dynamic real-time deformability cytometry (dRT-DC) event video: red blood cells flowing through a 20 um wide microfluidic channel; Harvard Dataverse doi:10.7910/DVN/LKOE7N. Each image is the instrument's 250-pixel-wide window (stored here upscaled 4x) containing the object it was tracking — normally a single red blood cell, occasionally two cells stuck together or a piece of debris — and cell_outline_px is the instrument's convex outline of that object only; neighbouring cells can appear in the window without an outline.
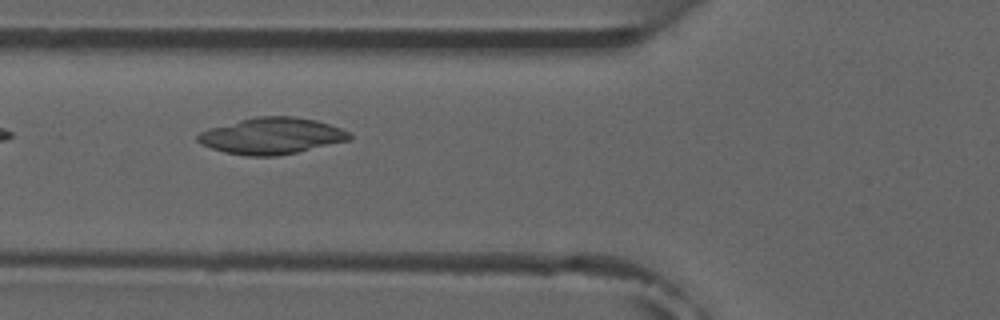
{"species": "common noctule bat (a hibernating species)", "species_latin": "Nyctalus noctula", "temperature_condition": "room temperature", "stored_images_in_passage": 8, "camera_frame_rate_fps": 3000, "um_per_image_px": 0.085, "animal": {"sex": "male", "forearm_length_mm": 52.5}, "frame": {"image": 1, "passage_image": 6, "time_ms": 5.667, "image_size_px": [1000, 320], "cell_outline_px": [[352, 140], [296, 152], [276, 156], [248, 156], [224, 152], [200, 144], [196, 140], [196, 136], [200, 132], [208, 128], [256, 116], [292, 116], [316, 120], [340, 128], [348, 132], [352, 136]], "centroid_in_image_um": [23.08, 11.55], "position_along_channel_um": 102.7, "area_um2": 32.14}}
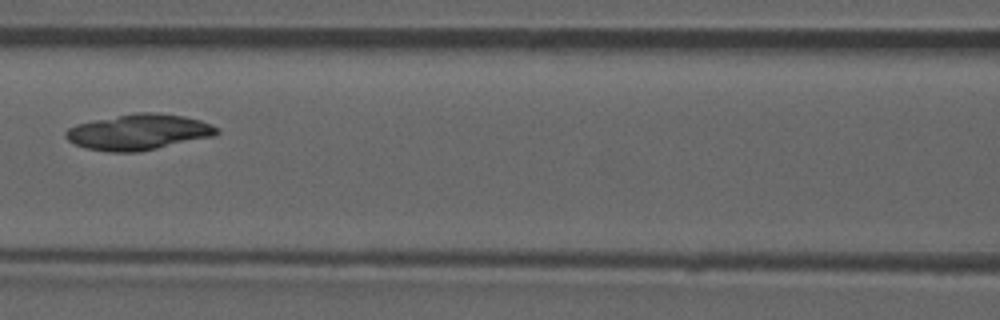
{"frame": {"image": 2, "passage_image": 7, "time_ms": 7.0, "image_size_px": [1000, 320], "cell_outline_px": [[220, 132], [216, 136], [140, 152], [108, 152], [84, 148], [68, 140], [64, 136], [64, 132], [68, 128], [76, 124], [136, 112], [156, 112], [184, 116], [200, 120], [220, 128]], "centroid_in_image_um": [11.81, 11.23], "position_along_channel_um": 154.8, "area_um2": 31.73}}